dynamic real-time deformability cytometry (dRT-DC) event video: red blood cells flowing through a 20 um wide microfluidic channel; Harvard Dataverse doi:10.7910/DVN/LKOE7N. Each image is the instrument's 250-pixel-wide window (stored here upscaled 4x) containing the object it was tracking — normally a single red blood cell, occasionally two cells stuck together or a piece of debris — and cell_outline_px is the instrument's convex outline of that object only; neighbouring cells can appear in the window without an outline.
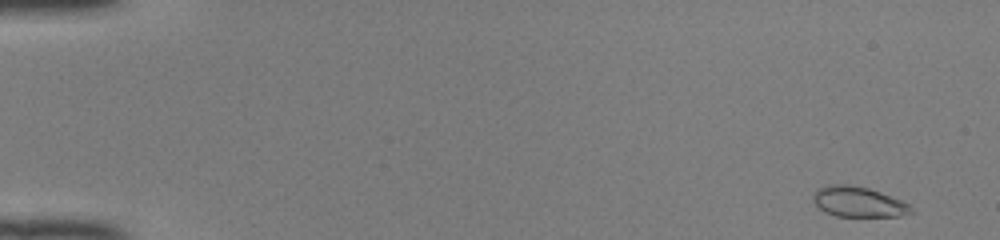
{"species": "common noctule bat (a hibernating species)", "species_latin": "Nyctalus noctula", "temperature_condition": "room temperature", "stored_images_in_passage": 48, "camera_frame_rate_fps": 3000, "um_per_image_px": 0.085, "animal": {"sex": "female", "body_mass_g": 22.0, "forearm_length_mm": 56.7}, "frame": {"image": 1, "passage_image": 1, "time_ms": 0.0, "image_size_px": [1000, 240], "cell_outline_px": [[912, 212], [900, 216], [836, 216], [824, 212], [812, 200], [812, 196], [816, 188], [828, 184], [852, 184], [868, 188], [880, 192], [900, 200], [908, 204], [912, 208]], "centroid_in_image_um": [72.9, 17.14], "position_along_channel_um": 12.1, "area_um2": 17.34}}
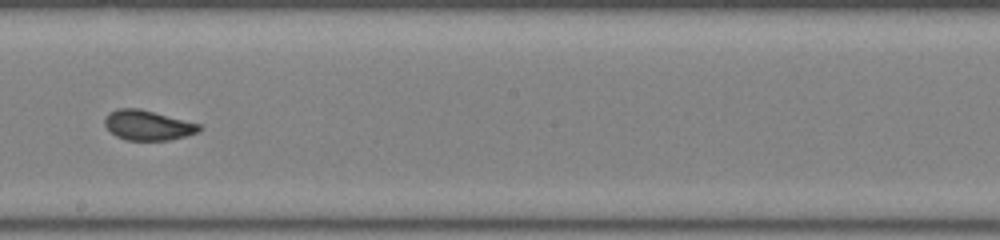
{"frame": {"image": 2, "passage_image": 28, "time_ms": 9.0, "image_size_px": [1000, 240], "cell_outline_px": [[204, 128], [196, 132], [184, 136], [168, 140], [124, 140], [116, 136], [104, 124], [104, 116], [108, 112], [116, 108], [140, 108], [200, 124]], "centroid_in_image_um": [12.52, 10.63], "position_along_channel_um": 235.7, "area_um2": 16.53}}
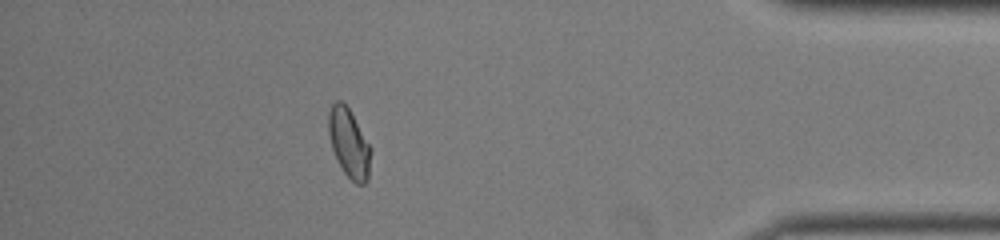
{"frame": {"image": 3, "passage_image": 43, "time_ms": 14.0, "image_size_px": [1000, 240], "cell_outline_px": [[372, 148], [368, 180], [364, 184], [356, 184], [344, 172], [332, 148], [328, 132], [328, 112], [332, 104], [336, 100], [340, 100], [348, 108]], "centroid_in_image_um": [29.68, 12.17], "position_along_channel_um": 405.5, "area_um2": 16.82}, "authors_computed_cell_mechanics": {"area_um2": 16.8198, "velocity_mm_per_s": 4.1204, "shape_relaxation_time_tau1_ms": 8.0593, "shape_relaxation_time_tau2_ms": null, "deformation_change_tau1": 0.2058, "deformation_change_tau2": null}}